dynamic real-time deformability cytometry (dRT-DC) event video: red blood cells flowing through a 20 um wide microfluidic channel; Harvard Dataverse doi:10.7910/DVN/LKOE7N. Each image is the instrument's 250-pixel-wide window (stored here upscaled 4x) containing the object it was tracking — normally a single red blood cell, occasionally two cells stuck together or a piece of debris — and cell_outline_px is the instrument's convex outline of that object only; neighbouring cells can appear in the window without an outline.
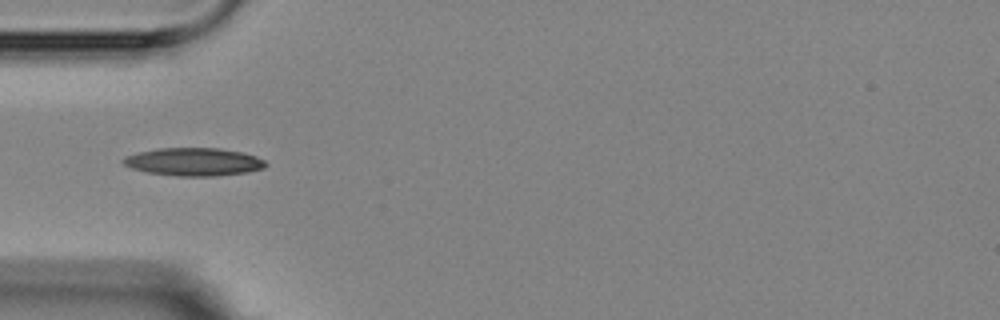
{"species": "Egyptian fruit bat (a non-hibernating species)", "species_latin": "Rousettus aegyptiacus", "temperature_condition": "room temperature", "stored_images_in_passage": 9, "camera_frame_rate_fps": 3000, "um_per_image_px": 0.085, "animal": {"sex": "female"}, "frame": {"image": 1, "passage_image": 4, "time_ms": 3.667, "image_size_px": [1000, 320], "cell_outline_px": [[268, 164], [264, 168], [244, 172], [216, 176], [176, 176], [148, 172], [132, 168], [124, 164], [120, 160], [124, 156], [136, 152], [160, 148], [220, 148], [244, 152], [256, 156], [264, 160]], "centroid_in_image_um": [16.45, 13.74], "position_along_channel_um": 68.5, "area_um2": 23.29}}
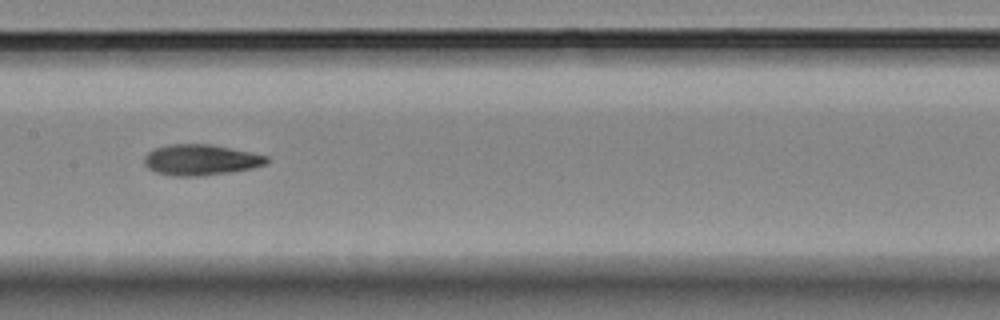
{"frame": {"image": 2, "passage_image": 7, "time_ms": 7.0, "image_size_px": [1000, 320], "cell_outline_px": [[268, 164], [252, 168], [228, 172], [196, 176], [172, 176], [156, 172], [148, 168], [144, 164], [144, 156], [148, 152], [156, 148], [168, 144], [212, 144], [252, 152], [268, 156]], "centroid_in_image_um": [17.07, 13.58], "position_along_channel_um": 190.3, "area_um2": 22.02}}
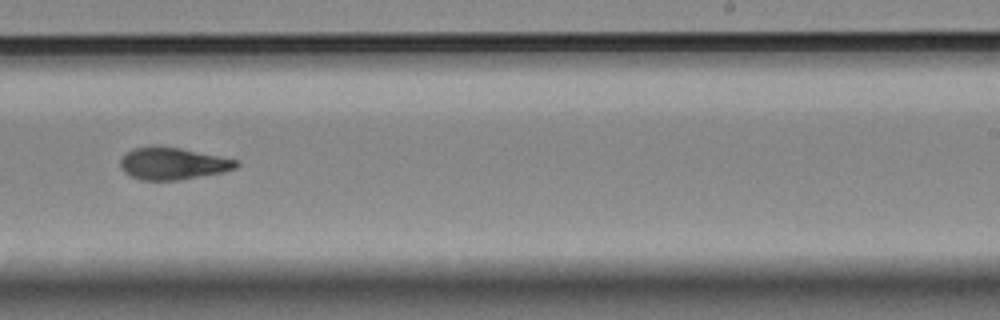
{"frame": {"image": 3, "passage_image": 9, "time_ms": 9.333, "image_size_px": [1000, 320], "cell_outline_px": [[240, 164], [236, 168], [220, 172], [180, 180], [140, 180], [124, 172], [120, 168], [120, 160], [132, 148], [180, 148], [220, 156], [236, 160]], "centroid_in_image_um": [14.69, 13.93], "position_along_channel_um": 274.3, "area_um2": 21.04}}